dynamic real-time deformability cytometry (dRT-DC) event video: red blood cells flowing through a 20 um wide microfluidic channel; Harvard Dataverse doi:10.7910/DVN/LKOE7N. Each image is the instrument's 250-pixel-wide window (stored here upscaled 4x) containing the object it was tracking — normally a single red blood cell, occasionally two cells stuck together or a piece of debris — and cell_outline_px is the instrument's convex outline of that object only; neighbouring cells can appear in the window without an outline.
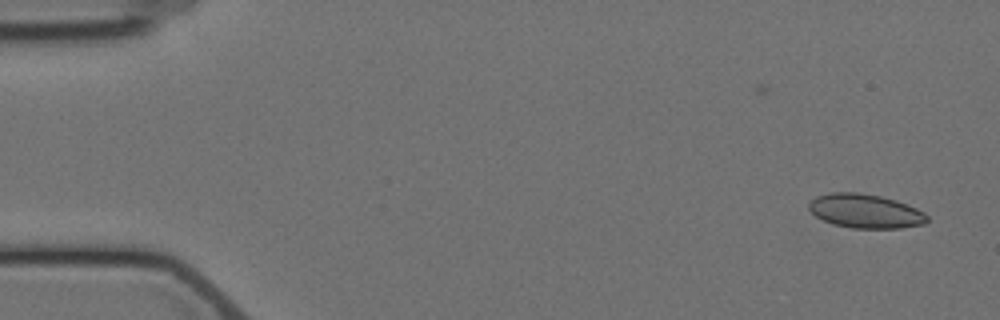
{"species": "Egyptian fruit bat (a non-hibernating species)", "species_latin": "Rousettus aegyptiacus", "temperature_condition": "cold", "stored_images_in_passage": 3, "camera_frame_rate_fps": 3000, "um_per_image_px": 0.085, "animal": {"sex": "female"}, "frame": {"image": 1, "passage_image": 3, "time_ms": 2.333, "image_size_px": [1000, 320], "cell_outline_px": [[928, 220], [924, 224], [900, 228], [852, 228], [832, 224], [816, 216], [808, 208], [808, 204], [816, 196], [828, 192], [860, 192], [880, 196], [896, 200], [908, 204], [924, 212], [928, 216]], "centroid_in_image_um": [73.55, 17.93], "position_along_channel_um": 11.4, "area_um2": 23.58}}